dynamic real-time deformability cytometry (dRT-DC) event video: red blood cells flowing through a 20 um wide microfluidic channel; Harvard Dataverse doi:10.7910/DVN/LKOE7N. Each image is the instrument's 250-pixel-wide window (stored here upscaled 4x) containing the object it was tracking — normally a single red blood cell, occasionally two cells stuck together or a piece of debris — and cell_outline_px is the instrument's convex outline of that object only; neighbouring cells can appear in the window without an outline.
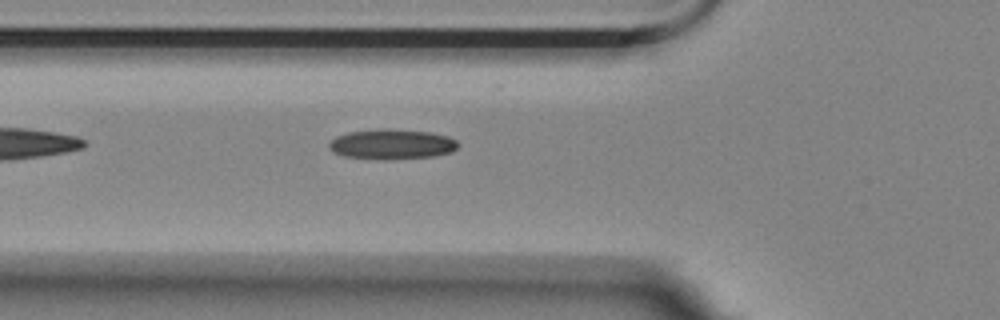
{"species": "Egyptian fruit bat (a non-hibernating species)", "species_latin": "Rousettus aegyptiacus", "temperature_condition": "room temperature", "stored_images_in_passage": 36, "camera_frame_rate_fps": 3000, "um_per_image_px": 0.085, "animal": {"sex": "female"}, "frame": {"image": 1, "passage_image": 3, "time_ms": 0.667, "image_size_px": [1000, 320], "cell_outline_px": [[456, 148], [452, 152], [432, 156], [388, 160], [380, 160], [344, 156], [332, 152], [328, 148], [328, 144], [336, 136], [348, 132], [376, 128], [388, 128], [428, 132], [448, 136], [456, 140]], "centroid_in_image_um": [33.25, 12.26], "position_along_channel_um": 92.6, "area_um2": 22.83}}
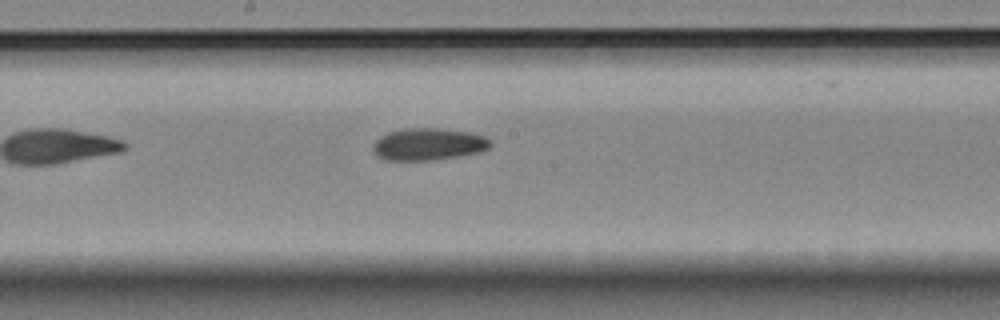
{"frame": {"image": 2, "passage_image": 13, "time_ms": 4.0, "image_size_px": [1000, 320], "cell_outline_px": [[492, 144], [488, 148], [480, 152], [432, 160], [384, 160], [376, 156], [372, 148], [372, 144], [380, 136], [388, 132], [404, 128], [440, 128], [468, 132], [484, 136]], "centroid_in_image_um": [36.35, 12.25], "position_along_channel_um": 211.8, "area_um2": 21.96}}
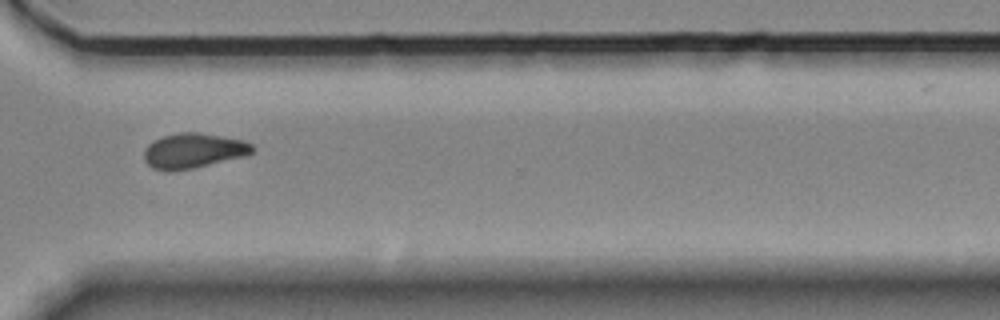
{"frame": {"image": 3, "passage_image": 25, "time_ms": 8.0, "image_size_px": [1000, 320], "cell_outline_px": [[252, 152], [244, 156], [192, 168], [168, 172], [152, 168], [144, 160], [144, 148], [152, 140], [164, 136], [180, 132], [196, 132], [244, 140], [252, 144]], "centroid_in_image_um": [16.38, 12.81], "position_along_channel_um": 354.2, "area_um2": 21.96}}